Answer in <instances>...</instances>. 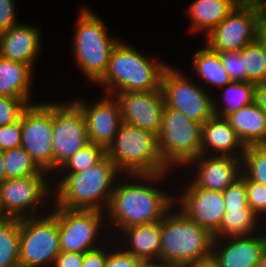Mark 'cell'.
Segmentation results:
<instances>
[{"mask_svg": "<svg viewBox=\"0 0 266 267\" xmlns=\"http://www.w3.org/2000/svg\"><path fill=\"white\" fill-rule=\"evenodd\" d=\"M173 172L122 174L119 177L105 212L110 237L114 238L115 234L117 235L127 227L151 224L162 220L164 215L175 205V193L172 189L175 183L174 179L172 180L175 174ZM166 181L171 186L168 187L169 190H166L168 186Z\"/></svg>", "mask_w": 266, "mask_h": 267, "instance_id": "obj_1", "label": "cell"}, {"mask_svg": "<svg viewBox=\"0 0 266 267\" xmlns=\"http://www.w3.org/2000/svg\"><path fill=\"white\" fill-rule=\"evenodd\" d=\"M122 173L105 156L92 167L75 173H55L53 203L69 210L106 212L116 182Z\"/></svg>", "mask_w": 266, "mask_h": 267, "instance_id": "obj_2", "label": "cell"}, {"mask_svg": "<svg viewBox=\"0 0 266 267\" xmlns=\"http://www.w3.org/2000/svg\"><path fill=\"white\" fill-rule=\"evenodd\" d=\"M121 39L113 48L107 70L94 85L103 93L137 92L161 90V79L170 65L160 55H146V51Z\"/></svg>", "mask_w": 266, "mask_h": 267, "instance_id": "obj_3", "label": "cell"}, {"mask_svg": "<svg viewBox=\"0 0 266 267\" xmlns=\"http://www.w3.org/2000/svg\"><path fill=\"white\" fill-rule=\"evenodd\" d=\"M92 8L80 6L70 39L71 57L85 81L96 84L105 74L110 54L121 37L113 36L106 23Z\"/></svg>", "mask_w": 266, "mask_h": 267, "instance_id": "obj_4", "label": "cell"}, {"mask_svg": "<svg viewBox=\"0 0 266 267\" xmlns=\"http://www.w3.org/2000/svg\"><path fill=\"white\" fill-rule=\"evenodd\" d=\"M213 235L175 205L161 220L159 259L170 267H187L211 257Z\"/></svg>", "mask_w": 266, "mask_h": 267, "instance_id": "obj_5", "label": "cell"}, {"mask_svg": "<svg viewBox=\"0 0 266 267\" xmlns=\"http://www.w3.org/2000/svg\"><path fill=\"white\" fill-rule=\"evenodd\" d=\"M106 156L122 174L171 172L161 159L157 135L124 122L106 148Z\"/></svg>", "mask_w": 266, "mask_h": 267, "instance_id": "obj_6", "label": "cell"}, {"mask_svg": "<svg viewBox=\"0 0 266 267\" xmlns=\"http://www.w3.org/2000/svg\"><path fill=\"white\" fill-rule=\"evenodd\" d=\"M201 126L165 105L157 137L161 159L171 171H180L200 155Z\"/></svg>", "mask_w": 266, "mask_h": 267, "instance_id": "obj_7", "label": "cell"}, {"mask_svg": "<svg viewBox=\"0 0 266 267\" xmlns=\"http://www.w3.org/2000/svg\"><path fill=\"white\" fill-rule=\"evenodd\" d=\"M50 213L58 223L61 251L86 253L111 238L106 225V213L103 211L69 210L53 203Z\"/></svg>", "mask_w": 266, "mask_h": 267, "instance_id": "obj_8", "label": "cell"}, {"mask_svg": "<svg viewBox=\"0 0 266 267\" xmlns=\"http://www.w3.org/2000/svg\"><path fill=\"white\" fill-rule=\"evenodd\" d=\"M52 176L39 175L5 179L0 184L3 208L10 218H27L50 212L53 204Z\"/></svg>", "mask_w": 266, "mask_h": 267, "instance_id": "obj_9", "label": "cell"}, {"mask_svg": "<svg viewBox=\"0 0 266 267\" xmlns=\"http://www.w3.org/2000/svg\"><path fill=\"white\" fill-rule=\"evenodd\" d=\"M183 71L171 62L165 69L161 79L165 105L203 124L215 116L213 94Z\"/></svg>", "mask_w": 266, "mask_h": 267, "instance_id": "obj_10", "label": "cell"}, {"mask_svg": "<svg viewBox=\"0 0 266 267\" xmlns=\"http://www.w3.org/2000/svg\"><path fill=\"white\" fill-rule=\"evenodd\" d=\"M60 252L58 223L50 212L20 219L19 267H52Z\"/></svg>", "mask_w": 266, "mask_h": 267, "instance_id": "obj_11", "label": "cell"}, {"mask_svg": "<svg viewBox=\"0 0 266 267\" xmlns=\"http://www.w3.org/2000/svg\"><path fill=\"white\" fill-rule=\"evenodd\" d=\"M46 101V102H45ZM29 105L21 115V147L53 177V99Z\"/></svg>", "mask_w": 266, "mask_h": 267, "instance_id": "obj_12", "label": "cell"}, {"mask_svg": "<svg viewBox=\"0 0 266 267\" xmlns=\"http://www.w3.org/2000/svg\"><path fill=\"white\" fill-rule=\"evenodd\" d=\"M176 172L175 175L178 176L174 178L175 182L181 184H174V189H177L174 190L175 206L213 235L219 229L226 212L223 192L199 188L182 171ZM180 173L182 181L177 180Z\"/></svg>", "mask_w": 266, "mask_h": 267, "instance_id": "obj_13", "label": "cell"}, {"mask_svg": "<svg viewBox=\"0 0 266 267\" xmlns=\"http://www.w3.org/2000/svg\"><path fill=\"white\" fill-rule=\"evenodd\" d=\"M53 175L89 143L81 109L72 100L53 101Z\"/></svg>", "mask_w": 266, "mask_h": 267, "instance_id": "obj_14", "label": "cell"}, {"mask_svg": "<svg viewBox=\"0 0 266 267\" xmlns=\"http://www.w3.org/2000/svg\"><path fill=\"white\" fill-rule=\"evenodd\" d=\"M261 12L256 5L236 6L207 34L205 44L216 52L241 51L258 38Z\"/></svg>", "mask_w": 266, "mask_h": 267, "instance_id": "obj_15", "label": "cell"}, {"mask_svg": "<svg viewBox=\"0 0 266 267\" xmlns=\"http://www.w3.org/2000/svg\"><path fill=\"white\" fill-rule=\"evenodd\" d=\"M91 100L72 96L71 100L83 112L89 143L107 148L118 133L122 123L119 104L113 95L101 93Z\"/></svg>", "mask_w": 266, "mask_h": 267, "instance_id": "obj_16", "label": "cell"}, {"mask_svg": "<svg viewBox=\"0 0 266 267\" xmlns=\"http://www.w3.org/2000/svg\"><path fill=\"white\" fill-rule=\"evenodd\" d=\"M112 95L119 104L122 122L158 136L165 108L162 90L117 92Z\"/></svg>", "mask_w": 266, "mask_h": 267, "instance_id": "obj_17", "label": "cell"}, {"mask_svg": "<svg viewBox=\"0 0 266 267\" xmlns=\"http://www.w3.org/2000/svg\"><path fill=\"white\" fill-rule=\"evenodd\" d=\"M182 172L199 188L223 191L240 178L242 158L200 154Z\"/></svg>", "mask_w": 266, "mask_h": 267, "instance_id": "obj_18", "label": "cell"}, {"mask_svg": "<svg viewBox=\"0 0 266 267\" xmlns=\"http://www.w3.org/2000/svg\"><path fill=\"white\" fill-rule=\"evenodd\" d=\"M266 245V227L249 236L213 239L211 258L219 267H255Z\"/></svg>", "mask_w": 266, "mask_h": 267, "instance_id": "obj_19", "label": "cell"}, {"mask_svg": "<svg viewBox=\"0 0 266 267\" xmlns=\"http://www.w3.org/2000/svg\"><path fill=\"white\" fill-rule=\"evenodd\" d=\"M42 28L21 22L0 33V57L20 62L36 69L42 49ZM36 64V65H35Z\"/></svg>", "mask_w": 266, "mask_h": 267, "instance_id": "obj_20", "label": "cell"}, {"mask_svg": "<svg viewBox=\"0 0 266 267\" xmlns=\"http://www.w3.org/2000/svg\"><path fill=\"white\" fill-rule=\"evenodd\" d=\"M244 144L226 119L214 116L201 126L200 154L242 158Z\"/></svg>", "mask_w": 266, "mask_h": 267, "instance_id": "obj_21", "label": "cell"}, {"mask_svg": "<svg viewBox=\"0 0 266 267\" xmlns=\"http://www.w3.org/2000/svg\"><path fill=\"white\" fill-rule=\"evenodd\" d=\"M125 251L139 259H158L161 246V221L122 229L114 237Z\"/></svg>", "mask_w": 266, "mask_h": 267, "instance_id": "obj_22", "label": "cell"}, {"mask_svg": "<svg viewBox=\"0 0 266 267\" xmlns=\"http://www.w3.org/2000/svg\"><path fill=\"white\" fill-rule=\"evenodd\" d=\"M35 72L27 64L0 57V96L25 99L30 105L42 101L32 96Z\"/></svg>", "mask_w": 266, "mask_h": 267, "instance_id": "obj_23", "label": "cell"}, {"mask_svg": "<svg viewBox=\"0 0 266 267\" xmlns=\"http://www.w3.org/2000/svg\"><path fill=\"white\" fill-rule=\"evenodd\" d=\"M236 5L230 0H193L185 10L190 22L187 33L207 34L222 22Z\"/></svg>", "mask_w": 266, "mask_h": 267, "instance_id": "obj_24", "label": "cell"}, {"mask_svg": "<svg viewBox=\"0 0 266 267\" xmlns=\"http://www.w3.org/2000/svg\"><path fill=\"white\" fill-rule=\"evenodd\" d=\"M194 51L191 54V64L193 66L191 68L195 71L192 69L191 71L196 73H193L194 77L198 78H196V81L199 84L202 83L201 86L203 87L204 85L206 91L209 90L208 92L214 95L213 90L217 89L218 92L219 89L232 81L222 64L218 52L212 50L206 44L203 47L198 46ZM200 81L202 82L200 83Z\"/></svg>", "mask_w": 266, "mask_h": 267, "instance_id": "obj_25", "label": "cell"}, {"mask_svg": "<svg viewBox=\"0 0 266 267\" xmlns=\"http://www.w3.org/2000/svg\"><path fill=\"white\" fill-rule=\"evenodd\" d=\"M226 120L245 147L266 141V113L255 103L242 107Z\"/></svg>", "mask_w": 266, "mask_h": 267, "instance_id": "obj_26", "label": "cell"}, {"mask_svg": "<svg viewBox=\"0 0 266 267\" xmlns=\"http://www.w3.org/2000/svg\"><path fill=\"white\" fill-rule=\"evenodd\" d=\"M255 88L256 84L252 82L231 81L221 88L220 94L213 95L215 116L226 119L242 107L254 103Z\"/></svg>", "mask_w": 266, "mask_h": 267, "instance_id": "obj_27", "label": "cell"}, {"mask_svg": "<svg viewBox=\"0 0 266 267\" xmlns=\"http://www.w3.org/2000/svg\"><path fill=\"white\" fill-rule=\"evenodd\" d=\"M265 227L266 224L251 208H229L226 209L219 229L213 234V239L249 236Z\"/></svg>", "mask_w": 266, "mask_h": 267, "instance_id": "obj_28", "label": "cell"}, {"mask_svg": "<svg viewBox=\"0 0 266 267\" xmlns=\"http://www.w3.org/2000/svg\"><path fill=\"white\" fill-rule=\"evenodd\" d=\"M20 219L0 222V267H19Z\"/></svg>", "mask_w": 266, "mask_h": 267, "instance_id": "obj_29", "label": "cell"}, {"mask_svg": "<svg viewBox=\"0 0 266 267\" xmlns=\"http://www.w3.org/2000/svg\"><path fill=\"white\" fill-rule=\"evenodd\" d=\"M246 81L266 82V46L259 37L241 50Z\"/></svg>", "mask_w": 266, "mask_h": 267, "instance_id": "obj_30", "label": "cell"}, {"mask_svg": "<svg viewBox=\"0 0 266 267\" xmlns=\"http://www.w3.org/2000/svg\"><path fill=\"white\" fill-rule=\"evenodd\" d=\"M5 179L39 175L43 171L21 147L3 151Z\"/></svg>", "mask_w": 266, "mask_h": 267, "instance_id": "obj_31", "label": "cell"}, {"mask_svg": "<svg viewBox=\"0 0 266 267\" xmlns=\"http://www.w3.org/2000/svg\"><path fill=\"white\" fill-rule=\"evenodd\" d=\"M105 156V148L94 143H88L74 153L56 173H75L86 170L100 162Z\"/></svg>", "mask_w": 266, "mask_h": 267, "instance_id": "obj_32", "label": "cell"}, {"mask_svg": "<svg viewBox=\"0 0 266 267\" xmlns=\"http://www.w3.org/2000/svg\"><path fill=\"white\" fill-rule=\"evenodd\" d=\"M242 173L248 179L266 186V148L262 145L245 147Z\"/></svg>", "mask_w": 266, "mask_h": 267, "instance_id": "obj_33", "label": "cell"}, {"mask_svg": "<svg viewBox=\"0 0 266 267\" xmlns=\"http://www.w3.org/2000/svg\"><path fill=\"white\" fill-rule=\"evenodd\" d=\"M248 206L259 219L266 224V186L248 179L245 176Z\"/></svg>", "mask_w": 266, "mask_h": 267, "instance_id": "obj_34", "label": "cell"}, {"mask_svg": "<svg viewBox=\"0 0 266 267\" xmlns=\"http://www.w3.org/2000/svg\"><path fill=\"white\" fill-rule=\"evenodd\" d=\"M29 105L25 99L0 96V126L17 122Z\"/></svg>", "mask_w": 266, "mask_h": 267, "instance_id": "obj_35", "label": "cell"}, {"mask_svg": "<svg viewBox=\"0 0 266 267\" xmlns=\"http://www.w3.org/2000/svg\"><path fill=\"white\" fill-rule=\"evenodd\" d=\"M224 203L226 209L229 208H250L245 186V175L241 173L239 179L229 185L223 191Z\"/></svg>", "mask_w": 266, "mask_h": 267, "instance_id": "obj_36", "label": "cell"}, {"mask_svg": "<svg viewBox=\"0 0 266 267\" xmlns=\"http://www.w3.org/2000/svg\"><path fill=\"white\" fill-rule=\"evenodd\" d=\"M111 239V240H110ZM140 259L125 251L114 238L107 241V260L105 267H137Z\"/></svg>", "mask_w": 266, "mask_h": 267, "instance_id": "obj_37", "label": "cell"}, {"mask_svg": "<svg viewBox=\"0 0 266 267\" xmlns=\"http://www.w3.org/2000/svg\"><path fill=\"white\" fill-rule=\"evenodd\" d=\"M218 53L230 79L237 82H247L241 51H223Z\"/></svg>", "mask_w": 266, "mask_h": 267, "instance_id": "obj_38", "label": "cell"}, {"mask_svg": "<svg viewBox=\"0 0 266 267\" xmlns=\"http://www.w3.org/2000/svg\"><path fill=\"white\" fill-rule=\"evenodd\" d=\"M21 136V117L17 122L0 126V151H5L21 146Z\"/></svg>", "mask_w": 266, "mask_h": 267, "instance_id": "obj_39", "label": "cell"}, {"mask_svg": "<svg viewBox=\"0 0 266 267\" xmlns=\"http://www.w3.org/2000/svg\"><path fill=\"white\" fill-rule=\"evenodd\" d=\"M16 0H0V33L18 25L22 21L18 20Z\"/></svg>", "mask_w": 266, "mask_h": 267, "instance_id": "obj_40", "label": "cell"}, {"mask_svg": "<svg viewBox=\"0 0 266 267\" xmlns=\"http://www.w3.org/2000/svg\"><path fill=\"white\" fill-rule=\"evenodd\" d=\"M107 260V242L102 246L84 253L82 267H105Z\"/></svg>", "mask_w": 266, "mask_h": 267, "instance_id": "obj_41", "label": "cell"}, {"mask_svg": "<svg viewBox=\"0 0 266 267\" xmlns=\"http://www.w3.org/2000/svg\"><path fill=\"white\" fill-rule=\"evenodd\" d=\"M84 253L61 251L55 258L52 267H82Z\"/></svg>", "mask_w": 266, "mask_h": 267, "instance_id": "obj_42", "label": "cell"}, {"mask_svg": "<svg viewBox=\"0 0 266 267\" xmlns=\"http://www.w3.org/2000/svg\"><path fill=\"white\" fill-rule=\"evenodd\" d=\"M254 103L266 113V82L256 84Z\"/></svg>", "mask_w": 266, "mask_h": 267, "instance_id": "obj_43", "label": "cell"}, {"mask_svg": "<svg viewBox=\"0 0 266 267\" xmlns=\"http://www.w3.org/2000/svg\"><path fill=\"white\" fill-rule=\"evenodd\" d=\"M137 267H170L161 259H140Z\"/></svg>", "mask_w": 266, "mask_h": 267, "instance_id": "obj_44", "label": "cell"}, {"mask_svg": "<svg viewBox=\"0 0 266 267\" xmlns=\"http://www.w3.org/2000/svg\"><path fill=\"white\" fill-rule=\"evenodd\" d=\"M258 37L266 46V12L263 9H262L260 20H259Z\"/></svg>", "mask_w": 266, "mask_h": 267, "instance_id": "obj_45", "label": "cell"}, {"mask_svg": "<svg viewBox=\"0 0 266 267\" xmlns=\"http://www.w3.org/2000/svg\"><path fill=\"white\" fill-rule=\"evenodd\" d=\"M187 267H219L217 263L210 257L203 261H197L189 264Z\"/></svg>", "mask_w": 266, "mask_h": 267, "instance_id": "obj_46", "label": "cell"}, {"mask_svg": "<svg viewBox=\"0 0 266 267\" xmlns=\"http://www.w3.org/2000/svg\"><path fill=\"white\" fill-rule=\"evenodd\" d=\"M256 5L262 7L266 4V0H240V5Z\"/></svg>", "mask_w": 266, "mask_h": 267, "instance_id": "obj_47", "label": "cell"}, {"mask_svg": "<svg viewBox=\"0 0 266 267\" xmlns=\"http://www.w3.org/2000/svg\"><path fill=\"white\" fill-rule=\"evenodd\" d=\"M5 180V166L3 151H0V184Z\"/></svg>", "mask_w": 266, "mask_h": 267, "instance_id": "obj_48", "label": "cell"}, {"mask_svg": "<svg viewBox=\"0 0 266 267\" xmlns=\"http://www.w3.org/2000/svg\"><path fill=\"white\" fill-rule=\"evenodd\" d=\"M255 267H266V245L265 248L263 249L260 260Z\"/></svg>", "mask_w": 266, "mask_h": 267, "instance_id": "obj_49", "label": "cell"}, {"mask_svg": "<svg viewBox=\"0 0 266 267\" xmlns=\"http://www.w3.org/2000/svg\"><path fill=\"white\" fill-rule=\"evenodd\" d=\"M8 218H10V217L6 214V212L3 208L2 202H1V197H0V222L5 221Z\"/></svg>", "mask_w": 266, "mask_h": 267, "instance_id": "obj_50", "label": "cell"}, {"mask_svg": "<svg viewBox=\"0 0 266 267\" xmlns=\"http://www.w3.org/2000/svg\"><path fill=\"white\" fill-rule=\"evenodd\" d=\"M230 1H232L236 6L240 5V0H230Z\"/></svg>", "mask_w": 266, "mask_h": 267, "instance_id": "obj_51", "label": "cell"}, {"mask_svg": "<svg viewBox=\"0 0 266 267\" xmlns=\"http://www.w3.org/2000/svg\"><path fill=\"white\" fill-rule=\"evenodd\" d=\"M262 146H263L264 148H266V141L262 144Z\"/></svg>", "mask_w": 266, "mask_h": 267, "instance_id": "obj_52", "label": "cell"}]
</instances>
